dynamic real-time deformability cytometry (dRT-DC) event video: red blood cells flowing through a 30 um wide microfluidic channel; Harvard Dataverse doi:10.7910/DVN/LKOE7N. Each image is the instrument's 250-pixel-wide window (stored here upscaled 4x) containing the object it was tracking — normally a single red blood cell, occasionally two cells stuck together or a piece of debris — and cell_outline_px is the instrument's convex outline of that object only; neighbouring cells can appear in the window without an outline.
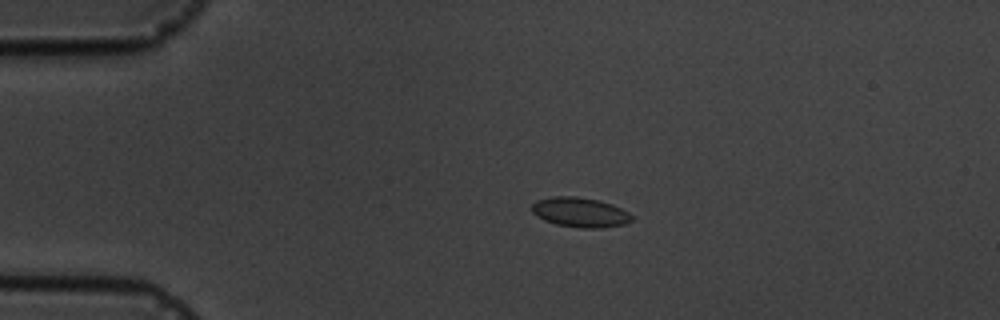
{"species": "common noctule bat (a hibernating species)", "species_latin": "Nyctalus noctula", "temperature_condition": "cold", "stored_images_in_passage": 2, "camera_frame_rate_fps": 3000, "um_per_image_px": 0.085, "animal": {"sex": "male", "body_mass_g": 19.5, "forearm_length_mm": 54.6}, "frame": {"image": 1, "passage_image": 1, "time_ms": 0.0, "image_size_px": [1000, 320], "cell_outline_px": [[632, 220], [624, 224], [600, 228], [580, 228], [556, 224], [544, 220], [536, 216], [532, 212], [532, 204], [536, 200], [552, 196], [576, 196], [600, 200], [612, 204], [628, 212], [632, 216]], "centroid_in_image_um": [49.28, 18.04], "position_along_channel_um": 35.7, "area_um2": 17.4}}